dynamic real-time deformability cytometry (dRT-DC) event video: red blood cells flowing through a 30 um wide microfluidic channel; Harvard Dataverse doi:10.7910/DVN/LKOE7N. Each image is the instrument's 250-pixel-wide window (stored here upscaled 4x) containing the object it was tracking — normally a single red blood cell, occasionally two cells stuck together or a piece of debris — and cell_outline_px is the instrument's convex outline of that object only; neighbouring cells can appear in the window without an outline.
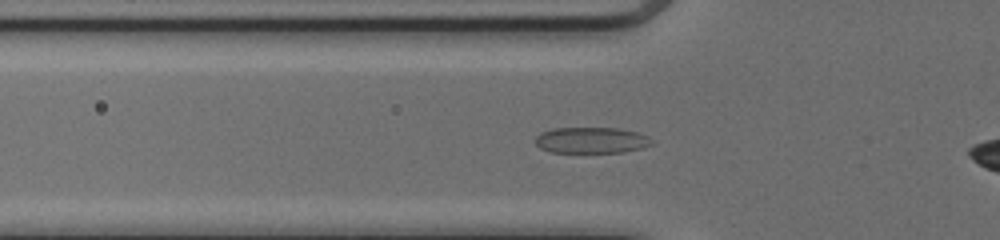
{"species": "common noctule bat (a hibernating species)", "species_latin": "Nyctalus noctula", "temperature_condition": "cold", "stored_images_in_passage": 40, "camera_frame_rate_fps": 3000, "um_per_image_px": 0.085, "animal": {"sex": "female", "body_mass_g": 17.0, "forearm_length_mm": 48.0}, "frame": {"image": 1, "passage_image": 13, "time_ms": 4.0, "image_size_px": [1000, 240], "cell_outline_px": [[656, 144], [624, 152], [552, 152], [540, 148], [536, 144], [536, 136], [540, 132], [552, 128], [620, 128], [636, 132], [648, 136]], "centroid_in_image_um": [50.28, 11.91], "position_along_channel_um": 75.5, "area_um2": 17.74}}
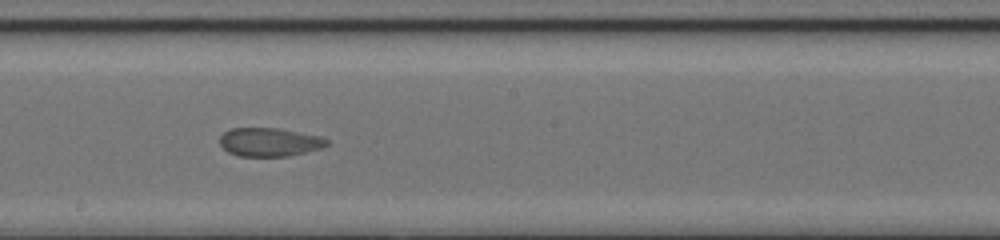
{"frame": {"image": 2, "passage_image": 24, "time_ms": 7.667, "image_size_px": [1000, 240], "cell_outline_px": [[328, 144], [324, 148], [288, 156], [236, 156], [228, 152], [220, 144], [220, 136], [224, 132], [232, 128], [276, 128], [320, 136], [328, 140]], "centroid_in_image_um": [22.91, 12.08], "position_along_channel_um": 225.3, "area_um2": 17.8}}
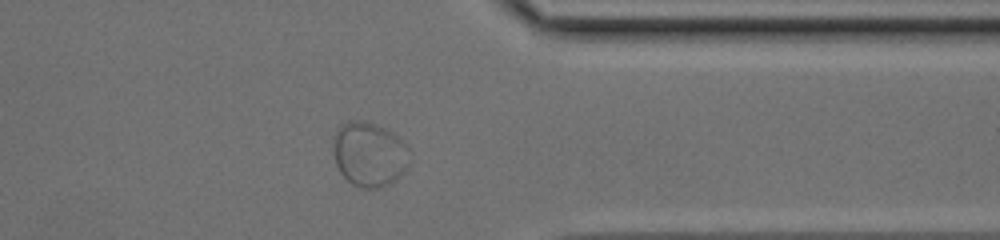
{"frame": {"image": 3, "passage_image": 36, "time_ms": 11.667, "image_size_px": [1000, 240], "cell_outline_px": [[408, 168], [396, 180], [388, 184], [376, 188], [360, 188], [352, 184], [340, 172], [336, 164], [332, 148], [332, 136], [340, 124], [348, 120], [360, 120], [376, 124], [392, 132], [408, 148]], "centroid_in_image_um": [31.34, 13.1], "position_along_channel_um": 380.1, "area_um2": 28.96}}